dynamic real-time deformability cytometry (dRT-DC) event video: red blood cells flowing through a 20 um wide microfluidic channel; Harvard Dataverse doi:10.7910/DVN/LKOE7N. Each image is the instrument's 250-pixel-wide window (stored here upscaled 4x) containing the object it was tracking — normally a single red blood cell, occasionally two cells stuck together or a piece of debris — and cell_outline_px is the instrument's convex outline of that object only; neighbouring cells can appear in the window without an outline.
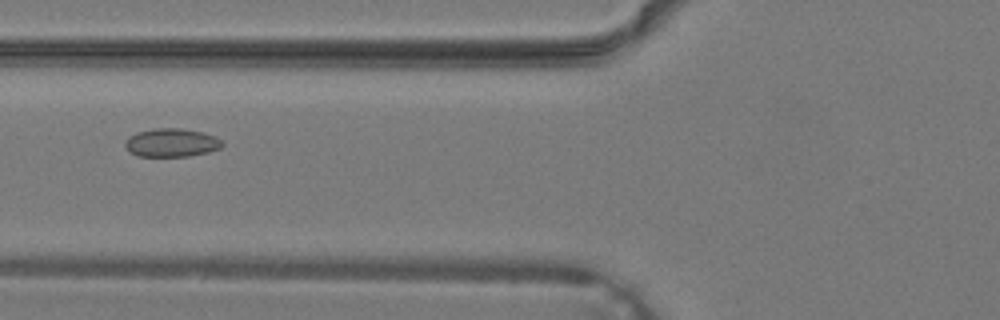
{"species": "common noctule bat (a hibernating species)", "species_latin": "Nyctalus noctula", "temperature_condition": "warm", "stored_images_in_passage": 29, "camera_frame_rate_fps": 3000, "um_per_image_px": 0.085, "animal": {"sex": "male", "body_mass_g": 19.2, "forearm_length_mm": 51.8}, "frame": {"image": 1, "passage_image": 6, "time_ms": 1.667, "image_size_px": [1000, 320], "cell_outline_px": [[224, 144], [220, 148], [208, 152], [188, 156], [136, 156], [128, 152], [124, 144], [128, 136], [136, 132], [152, 128], [180, 128], [204, 132], [216, 136]], "centroid_in_image_um": [14.55, 12.12], "position_along_channel_um": 111.3, "area_um2": 16.3}}
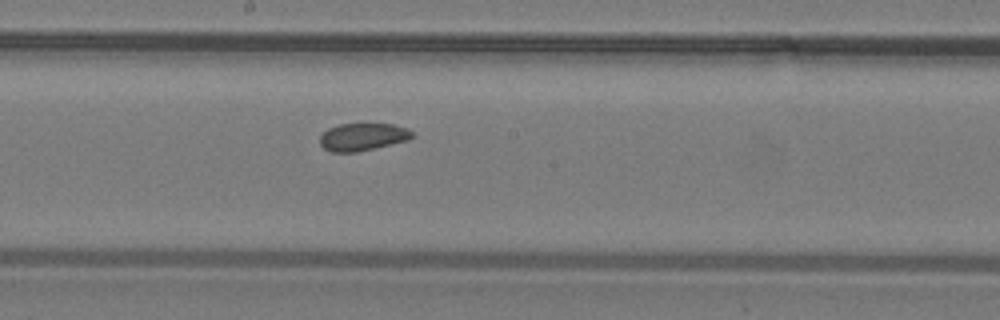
{"frame": {"image": 2, "passage_image": 12, "time_ms": 3.667, "image_size_px": [1000, 320], "cell_outline_px": [[412, 136], [408, 140], [356, 152], [332, 152], [324, 148], [320, 144], [320, 136], [328, 128], [340, 124], [392, 124], [408, 128], [412, 132]], "centroid_in_image_um": [30.81, 11.63], "position_along_channel_um": 217.4, "area_um2": 14.62}}
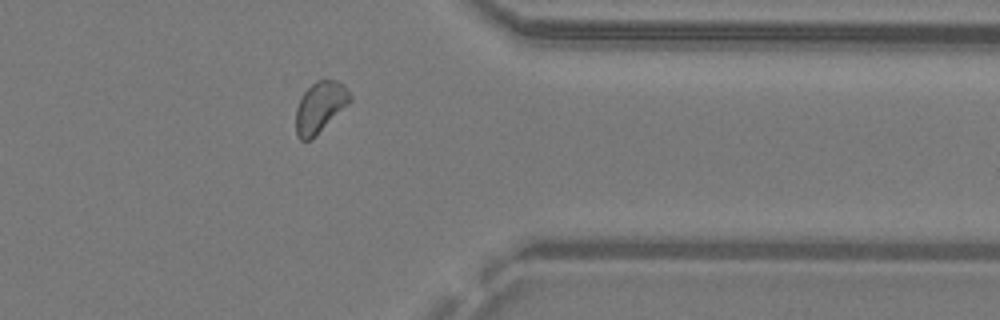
{"frame": {"image": 3, "passage_image": 22, "time_ms": 7.0, "image_size_px": [1000, 320], "cell_outline_px": [[352, 100], [312, 140], [300, 140], [296, 136], [296, 108], [300, 96], [316, 80], [336, 80], [344, 84], [352, 96]], "centroid_in_image_um": [27.2, 9.11], "position_along_channel_um": 384.2, "area_um2": 16.18}}